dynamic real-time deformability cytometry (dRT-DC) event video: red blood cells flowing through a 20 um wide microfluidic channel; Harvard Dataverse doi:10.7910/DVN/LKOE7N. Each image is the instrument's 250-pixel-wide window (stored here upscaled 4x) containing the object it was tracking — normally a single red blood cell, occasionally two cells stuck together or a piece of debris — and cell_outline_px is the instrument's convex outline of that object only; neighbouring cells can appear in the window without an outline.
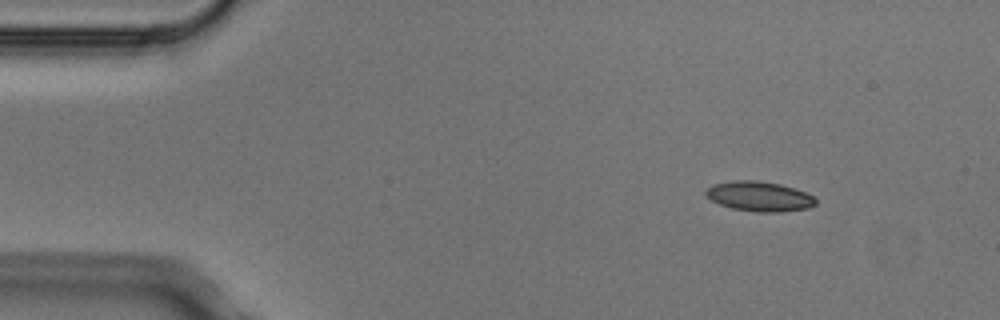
{"species": "Egyptian fruit bat (a non-hibernating species)", "species_latin": "Rousettus aegyptiacus", "temperature_condition": "cold", "stored_images_in_passage": 3, "camera_frame_rate_fps": 3000, "um_per_image_px": 0.085, "animal": {"sex": "male"}, "frame": {"image": 1, "passage_image": 1, "time_ms": 0.0, "image_size_px": [1000, 320], "cell_outline_px": [[816, 204], [808, 208], [780, 212], [760, 212], [732, 208], [720, 204], [712, 200], [704, 192], [712, 184], [732, 180], [760, 180], [780, 184], [796, 188], [812, 196], [816, 200]], "centroid_in_image_um": [64.55, 16.68], "position_along_channel_um": 20.5, "area_um2": 19.07}}